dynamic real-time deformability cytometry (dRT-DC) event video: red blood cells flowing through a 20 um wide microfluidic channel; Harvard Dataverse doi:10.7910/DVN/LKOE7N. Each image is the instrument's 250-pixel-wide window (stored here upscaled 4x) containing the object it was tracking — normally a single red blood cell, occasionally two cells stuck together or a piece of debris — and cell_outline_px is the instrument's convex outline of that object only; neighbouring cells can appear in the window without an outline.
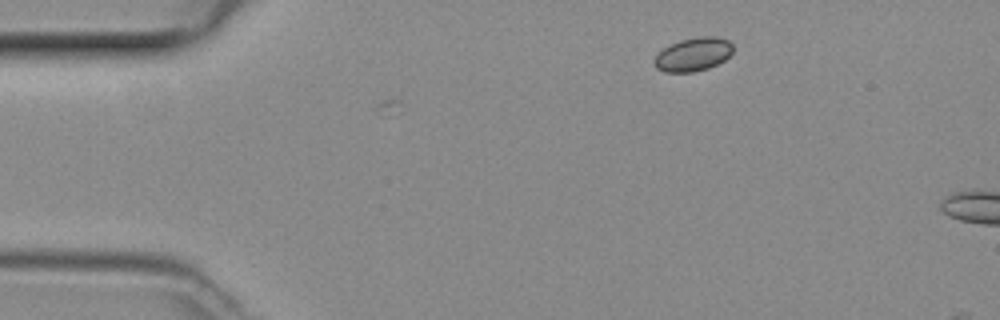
{"species": "common noctule bat (a hibernating species)", "species_latin": "Nyctalus noctula", "temperature_condition": "room temperature", "stored_images_in_passage": 2, "camera_frame_rate_fps": 3000, "um_per_image_px": 0.085, "animal": {"sex": "female", "body_mass_g": 29.2, "forearm_length_mm": 56.3}, "frame": {"image": 1, "passage_image": 1, "time_ms": 0.0, "image_size_px": [1000, 320], "cell_outline_px": [[732, 52], [724, 60], [708, 68], [692, 72], [664, 72], [656, 68], [652, 60], [664, 48], [680, 40], [700, 36], [716, 36], [728, 40], [732, 44]], "centroid_in_image_um": [58.91, 4.62], "position_along_channel_um": 26.1, "area_um2": 15.26}}